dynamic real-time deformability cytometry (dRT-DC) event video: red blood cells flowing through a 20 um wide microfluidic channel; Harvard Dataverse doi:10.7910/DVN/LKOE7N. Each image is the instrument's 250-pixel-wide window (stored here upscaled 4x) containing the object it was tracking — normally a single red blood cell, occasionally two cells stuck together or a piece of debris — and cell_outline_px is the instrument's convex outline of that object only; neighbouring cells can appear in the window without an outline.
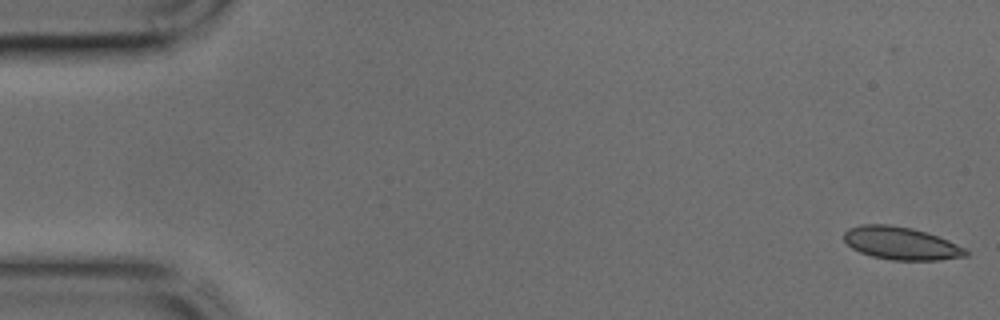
{"species": "common noctule bat (a hibernating species)", "species_latin": "Nyctalus noctula", "temperature_condition": "cold", "stored_images_in_passage": 47, "camera_frame_rate_fps": 3000, "um_per_image_px": 0.085, "animal": {"sex": "male", "body_mass_g": 17.9, "forearm_length_mm": 54.2}, "frame": {"image": 1, "passage_image": 3, "time_ms": 0.667, "image_size_px": [1000, 320], "cell_outline_px": [[968, 256], [940, 260], [892, 260], [872, 256], [860, 252], [852, 248], [844, 240], [844, 232], [848, 228], [860, 224], [888, 224], [912, 228], [928, 232], [948, 240], [964, 248], [968, 252]], "centroid_in_image_um": [76.58, 20.67], "position_along_channel_um": 8.4, "area_um2": 23.35}}
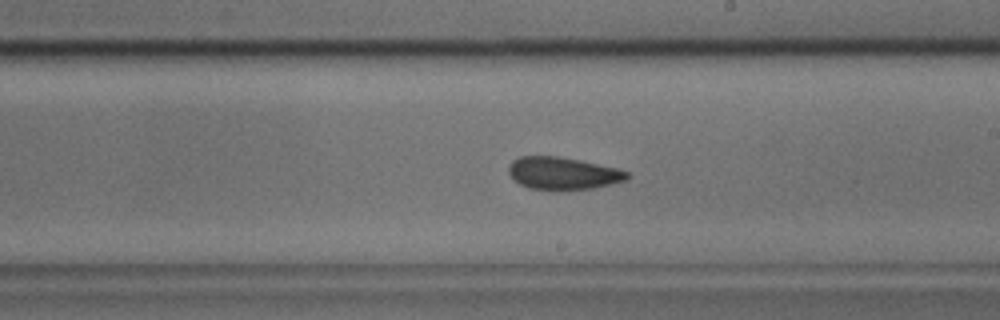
{"frame": {"image": 2, "passage_image": 27, "time_ms": 8.667, "image_size_px": [1000, 320], "cell_outline_px": [[628, 180], [612, 184], [592, 188], [560, 192], [528, 188], [520, 184], [508, 172], [508, 164], [512, 160], [520, 156], [556, 156], [580, 160], [616, 168], [628, 172]], "centroid_in_image_um": [47.83, 14.76], "position_along_channel_um": 241.2, "area_um2": 22.77}}
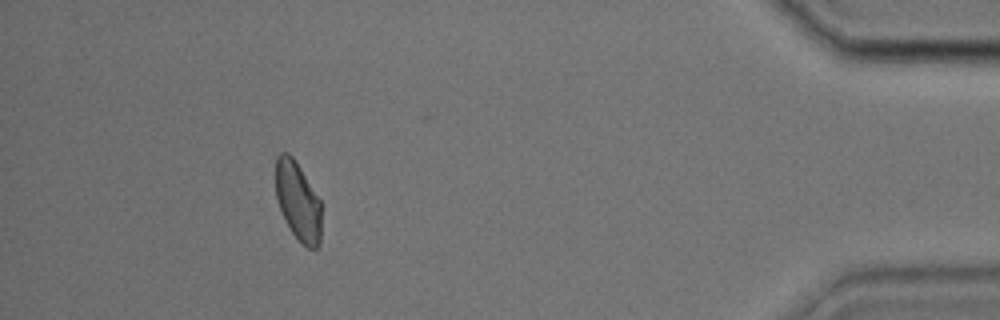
{"frame": {"image": 3, "passage_image": 42, "time_ms": 13.667, "image_size_px": [1000, 320], "cell_outline_px": [[320, 244], [316, 248], [308, 248], [292, 232], [280, 208], [276, 196], [276, 156], [280, 152], [288, 152], [292, 156], [300, 168], [320, 200]], "centroid_in_image_um": [25.32, 17.07], "position_along_channel_um": 409.9, "area_um2": 20.46}}